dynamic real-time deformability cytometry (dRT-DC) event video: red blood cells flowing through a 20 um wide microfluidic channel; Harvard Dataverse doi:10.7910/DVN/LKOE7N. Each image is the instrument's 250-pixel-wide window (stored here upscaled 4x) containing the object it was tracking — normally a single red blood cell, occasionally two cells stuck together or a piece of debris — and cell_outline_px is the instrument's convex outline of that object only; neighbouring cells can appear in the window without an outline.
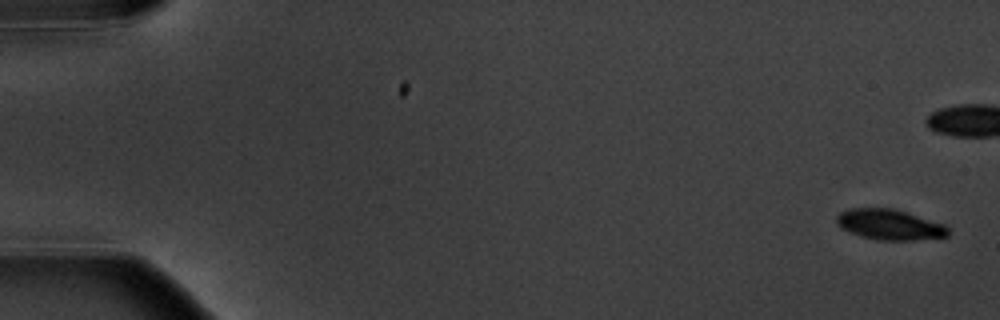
{"species": "common noctule bat (a hibernating species)", "species_latin": "Nyctalus noctula", "temperature_condition": "warm", "stored_images_in_passage": 6, "camera_frame_rate_fps": 3000, "um_per_image_px": 0.085, "animal": {"sex": "male", "body_mass_g": 20.1, "forearm_length_mm": 53.5}, "frame": {"image": 1, "passage_image": 1, "time_ms": 0.0, "image_size_px": [1000, 320], "cell_outline_px": [[948, 236], [912, 240], [876, 240], [860, 236], [848, 232], [840, 228], [836, 224], [836, 216], [840, 212], [848, 208], [896, 208], [944, 224], [948, 228]], "centroid_in_image_um": [75.57, 19.08], "position_along_channel_um": 9.4, "area_um2": 20.06}}